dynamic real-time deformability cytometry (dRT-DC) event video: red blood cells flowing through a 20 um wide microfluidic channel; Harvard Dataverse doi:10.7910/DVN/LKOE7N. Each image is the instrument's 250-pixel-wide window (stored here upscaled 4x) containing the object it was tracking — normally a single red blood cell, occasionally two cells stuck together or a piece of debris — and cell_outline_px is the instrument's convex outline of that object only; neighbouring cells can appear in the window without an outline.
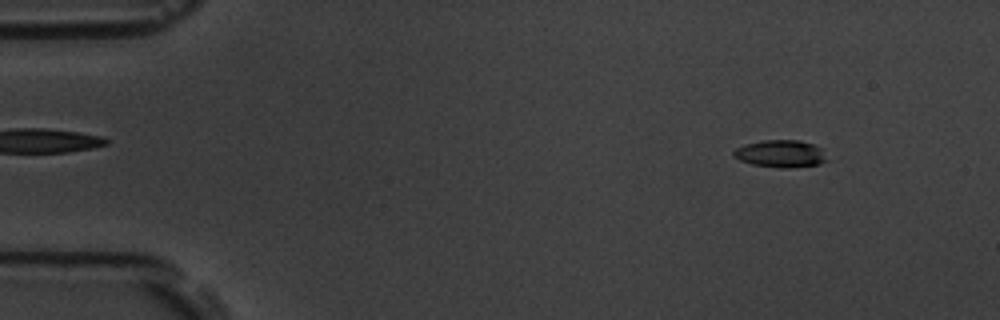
{"species": "common noctule bat (a hibernating species)", "species_latin": "Nyctalus noctula", "temperature_condition": "room temperature", "stored_images_in_passage": 57, "camera_frame_rate_fps": 3000, "um_per_image_px": 0.085, "animal": {"sex": "male", "body_mass_g": 19.5, "forearm_length_mm": 54.6}, "frame": {"image": 1, "passage_image": 6, "time_ms": 1.667, "image_size_px": [1000, 320], "cell_outline_px": [[828, 160], [820, 164], [792, 168], [780, 168], [752, 164], [740, 160], [732, 156], [732, 152], [736, 148], [744, 144], [764, 140], [800, 140], [812, 144], [820, 148]], "centroid_in_image_um": [66.33, 13.07], "position_along_channel_um": 18.7, "area_um2": 14.91}}
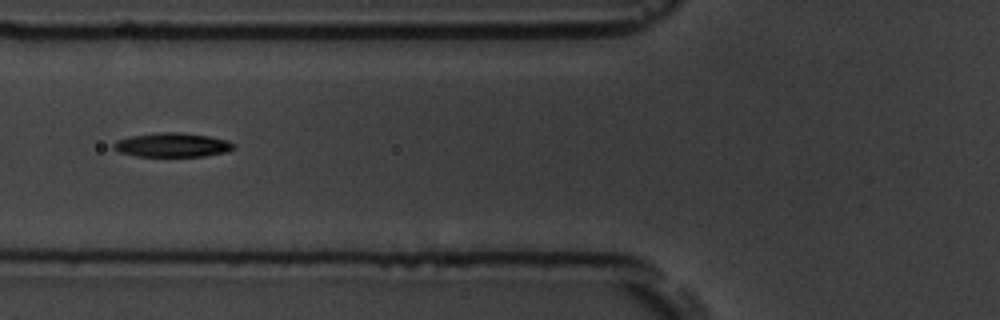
{"frame": {"image": 2, "passage_image": 22, "time_ms": 7.0, "image_size_px": [1000, 320], "cell_outline_px": [[236, 148], [224, 152], [204, 156], [136, 156], [120, 152], [112, 148], [112, 144], [116, 140], [132, 136], [160, 132], [176, 132], [208, 136], [228, 140], [236, 144]], "centroid_in_image_um": [14.65, 12.32], "position_along_channel_um": 111.2, "area_um2": 16.82}}
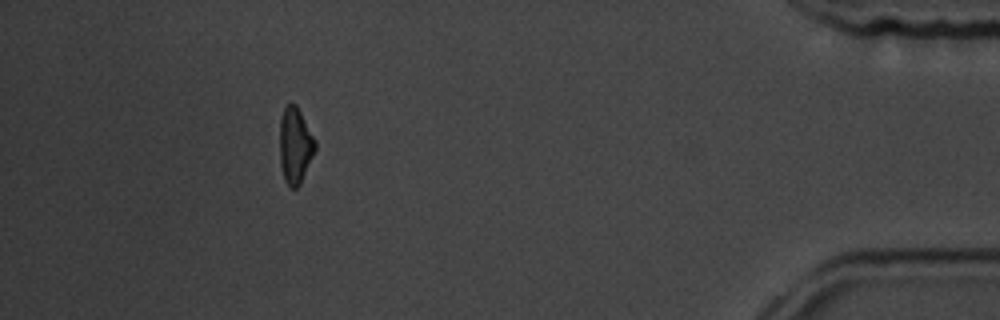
{"frame": {"image": 3, "passage_image": 52, "time_ms": 17.0, "image_size_px": [1000, 320], "cell_outline_px": [[316, 148], [300, 184], [296, 188], [288, 188], [284, 180], [280, 164], [280, 120], [284, 108], [288, 104], [296, 104], [316, 140]], "centroid_in_image_um": [25.08, 12.39], "position_along_channel_um": 410.1, "area_um2": 15.72}, "authors_computed_cell_mechanics": {"area_um2": 16.0684, "velocity_mm_per_s": 3.5643, "shape_relaxation_time_tau1_ms": 2.9752, "shape_relaxation_time_tau2_ms": null, "deformation_change_tau1": 0.1673, "deformation_change_tau2": null}}